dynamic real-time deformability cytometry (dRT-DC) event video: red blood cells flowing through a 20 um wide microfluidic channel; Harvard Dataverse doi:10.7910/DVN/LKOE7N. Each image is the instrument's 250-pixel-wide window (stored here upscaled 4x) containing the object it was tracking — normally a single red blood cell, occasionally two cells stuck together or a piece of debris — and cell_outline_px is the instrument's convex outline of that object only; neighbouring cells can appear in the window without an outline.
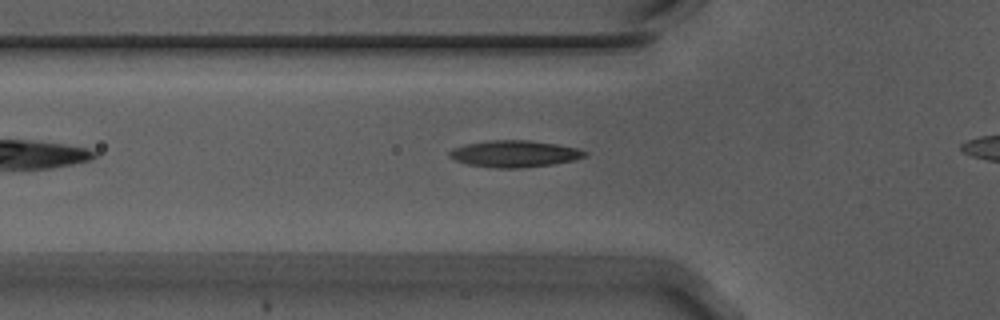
{"species": "Egyptian fruit bat (a non-hibernating species)", "species_latin": "Rousettus aegyptiacus", "temperature_condition": "warm", "stored_images_in_passage": 33, "camera_frame_rate_fps": 3000, "um_per_image_px": 0.085, "animal": {"sex": "male"}, "frame": {"image": 1, "passage_image": 12, "time_ms": 3.667, "image_size_px": [1000, 320], "cell_outline_px": [[588, 156], [572, 160], [552, 164], [520, 168], [492, 168], [468, 164], [456, 160], [448, 156], [448, 152], [452, 148], [464, 144], [492, 140], [528, 140], [556, 144], [576, 148], [588, 152]], "centroid_in_image_um": [43.7, 13.07], "position_along_channel_um": 82.1, "area_um2": 21.04}}
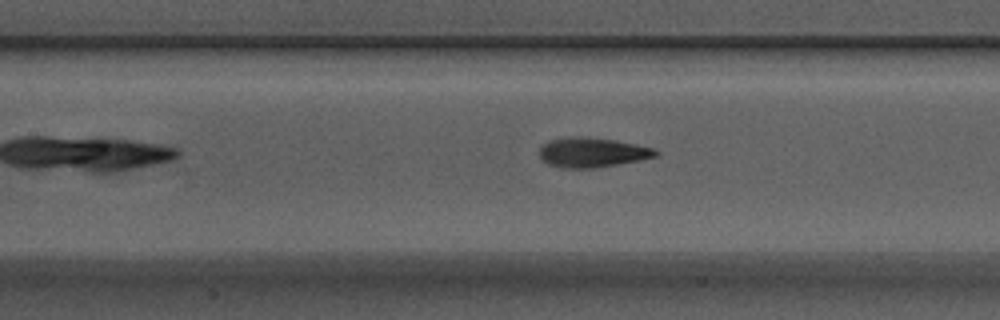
{"frame": {"image": 2, "passage_image": 18, "time_ms": 5.667, "image_size_px": [1000, 320], "cell_outline_px": [[660, 152], [656, 156], [640, 160], [596, 168], [564, 168], [548, 164], [540, 156], [540, 148], [548, 140], [576, 136], [616, 140], [636, 144], [652, 148]], "centroid_in_image_um": [50.35, 12.96], "position_along_channel_um": 157.1, "area_um2": 19.94}}
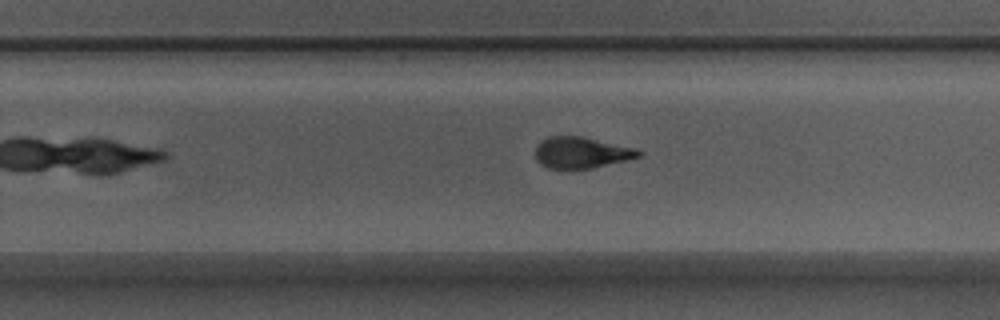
{"frame": {"image": 3, "passage_image": 28, "time_ms": 9.0, "image_size_px": [1000, 320], "cell_outline_px": [[644, 152], [640, 156], [628, 160], [592, 168], [548, 168], [540, 164], [536, 160], [536, 144], [548, 136], [580, 136], [636, 148]], "centroid_in_image_um": [49.42, 12.97], "position_along_channel_um": 280.4, "area_um2": 18.79}}